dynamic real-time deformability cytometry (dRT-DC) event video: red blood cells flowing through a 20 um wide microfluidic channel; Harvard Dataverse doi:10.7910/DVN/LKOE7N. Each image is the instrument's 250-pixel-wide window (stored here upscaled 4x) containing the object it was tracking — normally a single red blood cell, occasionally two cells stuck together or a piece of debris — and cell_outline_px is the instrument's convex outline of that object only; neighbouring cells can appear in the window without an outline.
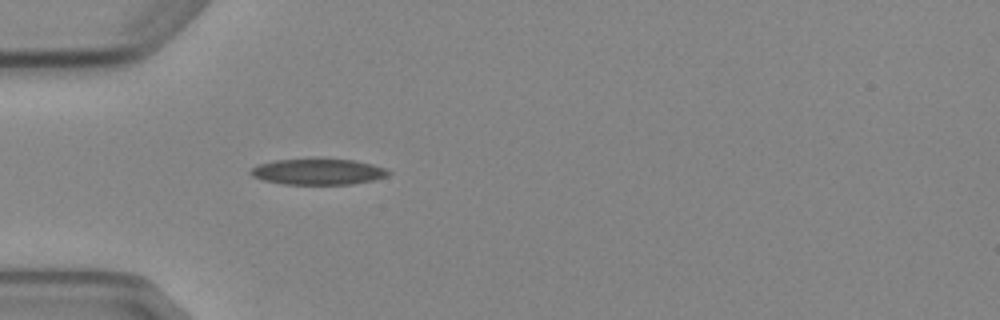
{"species": "Egyptian fruit bat (a non-hibernating species)", "species_latin": "Rousettus aegyptiacus", "temperature_condition": "cold", "stored_images_in_passage": 1, "camera_frame_rate_fps": 3000, "um_per_image_px": 0.085, "animal": {"sex": "female"}, "frame": {"image": 1, "passage_image": 1, "time_ms": 0.0, "image_size_px": [1000, 320], "cell_outline_px": [[392, 172], [388, 176], [372, 180], [352, 184], [284, 184], [264, 180], [252, 176], [248, 172], [252, 168], [260, 164], [276, 160], [312, 156], [356, 160], [388, 168]], "centroid_in_image_um": [27.07, 14.55], "position_along_channel_um": 57.9, "area_um2": 21.68}}